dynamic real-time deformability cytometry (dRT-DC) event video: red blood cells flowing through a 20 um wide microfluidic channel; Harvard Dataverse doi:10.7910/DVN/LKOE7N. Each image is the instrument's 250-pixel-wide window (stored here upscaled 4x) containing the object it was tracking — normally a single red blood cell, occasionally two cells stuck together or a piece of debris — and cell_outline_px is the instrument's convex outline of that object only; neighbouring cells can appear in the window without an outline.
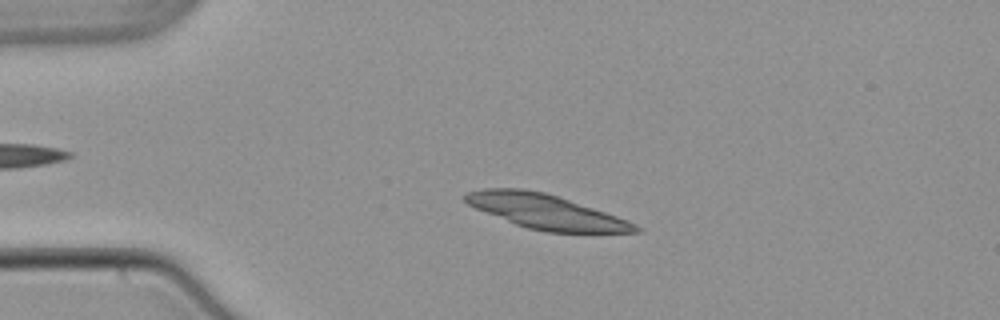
{"species": "common noctule bat (a hibernating species)", "species_latin": "Nyctalus noctula", "temperature_condition": "warm", "stored_images_in_passage": 48, "camera_frame_rate_fps": 3000, "um_per_image_px": 0.085, "animal": {"sex": "male", "body_mass_g": 21.5, "forearm_length_mm": 52.0}, "frame": {"image": 1, "passage_image": 7, "time_ms": 2.0, "image_size_px": [1000, 320], "cell_outline_px": [[640, 232], [544, 232], [528, 228], [516, 224], [476, 208], [468, 204], [464, 200], [464, 196], [468, 192], [484, 188], [520, 188], [544, 192], [628, 220], [636, 224], [640, 228]], "centroid_in_image_um": [46.38, 17.99], "position_along_channel_um": 38.6, "area_um2": 33.47}}
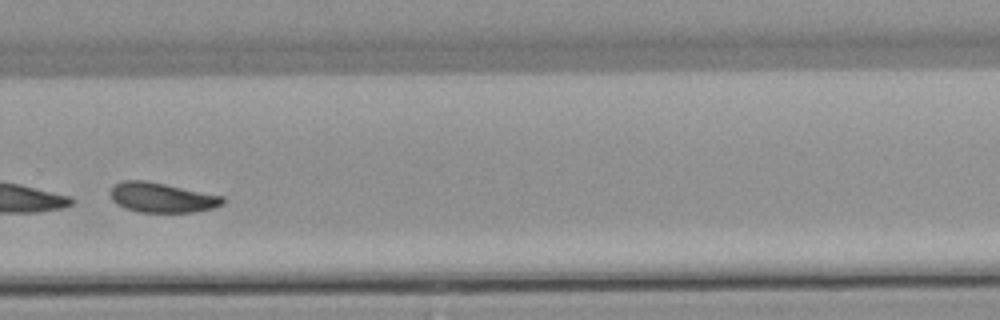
{"frame": {"image": 2, "passage_image": 32, "time_ms": 10.333, "image_size_px": [1000, 320], "cell_outline_px": [[224, 204], [212, 208], [192, 212], [140, 212], [124, 208], [116, 204], [112, 200], [108, 192], [116, 184], [124, 180], [144, 180], [224, 196]], "centroid_in_image_um": [13.73, 16.79], "position_along_channel_um": 316.1, "area_um2": 19.48}}